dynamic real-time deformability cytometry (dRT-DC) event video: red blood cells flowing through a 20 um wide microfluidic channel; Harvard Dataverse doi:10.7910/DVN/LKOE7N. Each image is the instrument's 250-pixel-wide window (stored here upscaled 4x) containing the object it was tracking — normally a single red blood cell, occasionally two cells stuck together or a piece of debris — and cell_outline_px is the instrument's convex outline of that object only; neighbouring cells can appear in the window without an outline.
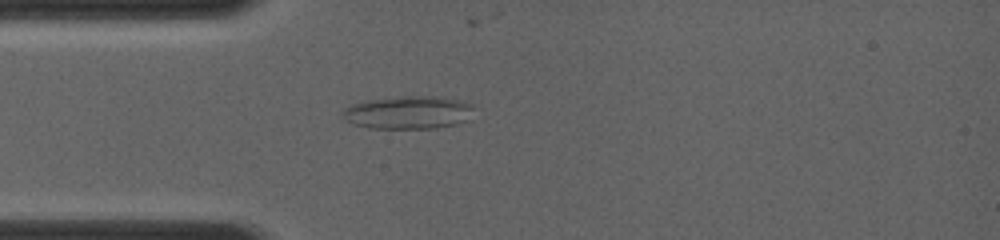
{"species": "common noctule bat (a hibernating species)", "species_latin": "Nyctalus noctula", "temperature_condition": "room temperature", "stored_images_in_passage": 28, "camera_frame_rate_fps": 4000, "um_per_image_px": 0.085, "animal": {"sex": "female", "body_mass_g": 19.0, "forearm_length_mm": 56.7}, "frame": {"image": 1, "passage_image": 10, "time_ms": 3.25, "image_size_px": [1000, 240], "cell_outline_px": [[472, 108], [464, 120], [456, 124], [436, 128], [368, 128], [352, 124], [340, 116], [340, 112], [344, 108], [352, 104], [368, 100], [404, 96], [440, 96], [464, 100], [472, 104]], "centroid_in_image_um": [34.64, 9.55], "position_along_channel_um": 50.4, "area_um2": 25.26}}
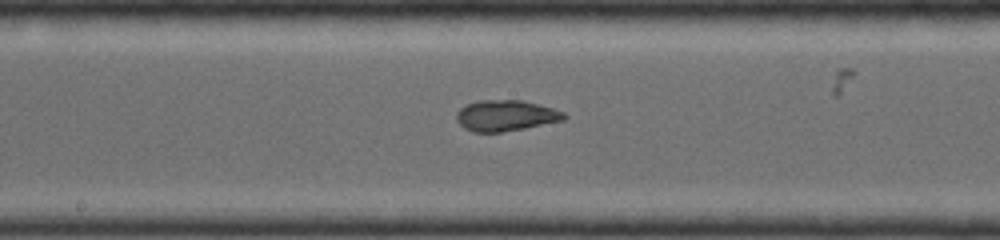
{"frame": {"image": 2, "passage_image": 21, "time_ms": 6.75, "image_size_px": [1000, 240], "cell_outline_px": [[568, 116], [564, 120], [524, 128], [500, 132], [472, 132], [464, 128], [456, 120], [456, 112], [460, 108], [468, 104], [480, 100], [524, 100], [552, 108], [564, 112]], "centroid_in_image_um": [42.98, 9.82], "position_along_channel_um": 205.2, "area_um2": 19.36}}
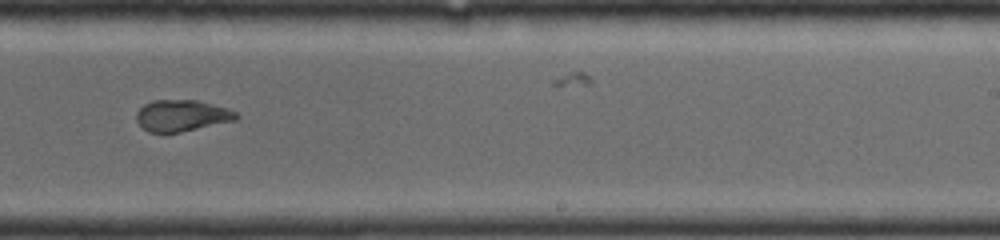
{"frame": {"image": 3, "passage_image": 26, "time_ms": 8.25, "image_size_px": [1000, 240], "cell_outline_px": [[240, 116], [236, 120], [164, 136], [148, 132], [136, 120], [136, 112], [144, 104], [152, 100], [196, 100], [228, 108], [236, 112]], "centroid_in_image_um": [15.42, 9.86], "position_along_channel_um": 273.6, "area_um2": 18.79}}